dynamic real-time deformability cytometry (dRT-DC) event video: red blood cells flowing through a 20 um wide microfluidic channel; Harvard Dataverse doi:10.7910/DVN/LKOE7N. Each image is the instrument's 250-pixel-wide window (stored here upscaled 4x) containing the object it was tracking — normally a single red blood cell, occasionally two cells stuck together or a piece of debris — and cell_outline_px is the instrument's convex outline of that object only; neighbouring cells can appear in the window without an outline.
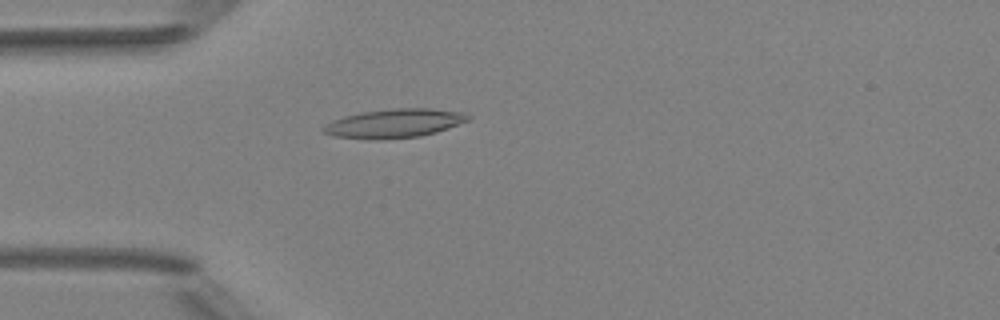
{"species": "Egyptian fruit bat (a non-hibernating species)", "species_latin": "Rousettus aegyptiacus", "temperature_condition": "room temperature", "stored_images_in_passage": 2, "camera_frame_rate_fps": 3000, "um_per_image_px": 0.085, "animal": {"sex": "female"}, "frame": {"image": 1, "passage_image": 2, "time_ms": 1.0, "image_size_px": [1000, 320], "cell_outline_px": [[472, 116], [468, 120], [448, 128], [436, 132], [420, 136], [380, 140], [368, 140], [332, 136], [324, 132], [320, 128], [324, 124], [332, 120], [344, 116], [360, 112], [396, 108], [428, 108], [468, 112]], "centroid_in_image_um": [33.49, 10.49], "position_along_channel_um": 51.5, "area_um2": 24.74}}